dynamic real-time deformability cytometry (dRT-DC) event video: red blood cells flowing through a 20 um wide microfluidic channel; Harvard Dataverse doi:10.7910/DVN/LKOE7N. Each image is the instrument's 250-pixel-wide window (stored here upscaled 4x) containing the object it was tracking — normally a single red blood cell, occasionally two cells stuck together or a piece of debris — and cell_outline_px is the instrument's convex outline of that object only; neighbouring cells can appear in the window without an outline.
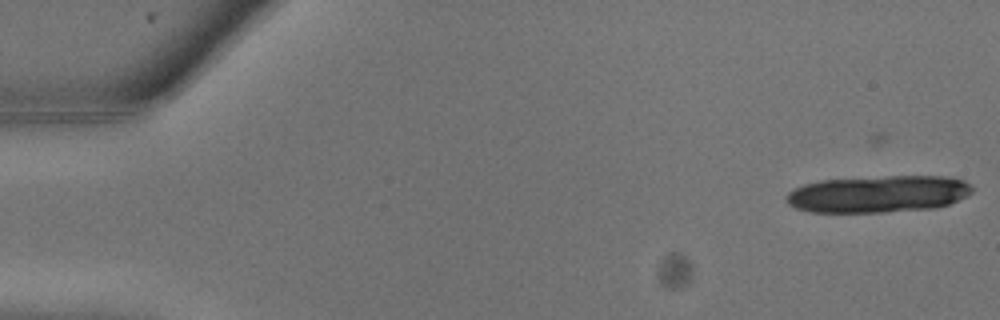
{"species": "common noctule bat (a hibernating species)", "species_latin": "Nyctalus noctula", "temperature_condition": "warm", "stored_images_in_passage": 10, "camera_frame_rate_fps": 3000, "um_per_image_px": 0.085, "animal": {"sex": "male", "body_mass_g": 13.3}, "frame": {"image": 1, "passage_image": 2, "time_ms": 0.333, "image_size_px": [1000, 320], "cell_outline_px": [[972, 192], [968, 196], [948, 204], [936, 208], [884, 212], [808, 212], [796, 208], [788, 204], [784, 200], [784, 196], [788, 192], [804, 184], [820, 180], [888, 176], [940, 176], [964, 180], [972, 184]], "centroid_in_image_um": [74.64, 16.49], "position_along_channel_um": 10.4, "area_um2": 40.29}}